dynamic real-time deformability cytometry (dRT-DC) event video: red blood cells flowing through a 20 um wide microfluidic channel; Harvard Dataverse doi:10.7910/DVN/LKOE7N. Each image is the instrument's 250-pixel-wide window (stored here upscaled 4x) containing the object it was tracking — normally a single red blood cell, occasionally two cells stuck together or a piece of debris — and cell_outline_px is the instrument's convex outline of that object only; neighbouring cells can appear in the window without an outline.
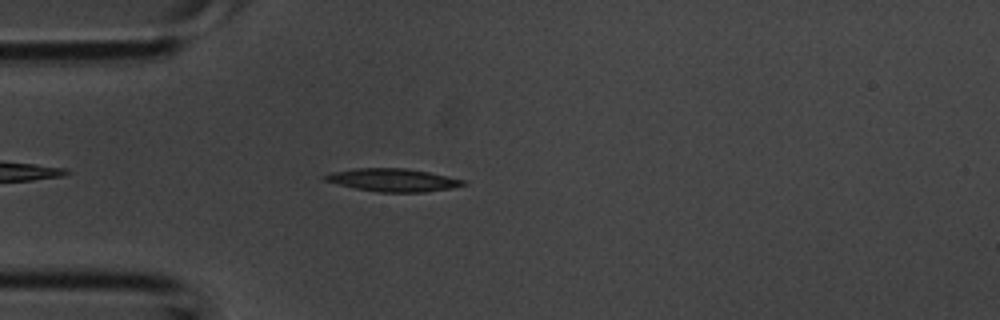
{"species": "common noctule bat (a hibernating species)", "species_latin": "Nyctalus noctula", "temperature_condition": "room temperature", "stored_images_in_passage": 30, "camera_frame_rate_fps": 3000, "um_per_image_px": 0.085, "animal": {"sex": "male", "body_mass_g": 20.1, "forearm_length_mm": 53.5}, "frame": {"image": 1, "passage_image": 4, "time_ms": 1.0, "image_size_px": [1000, 320], "cell_outline_px": [[468, 184], [452, 188], [424, 192], [380, 192], [356, 188], [324, 180], [320, 176], [328, 172], [356, 168], [404, 168], [428, 172], [468, 180]], "centroid_in_image_um": [33.42, 15.29], "position_along_channel_um": 51.6, "area_um2": 18.55}}
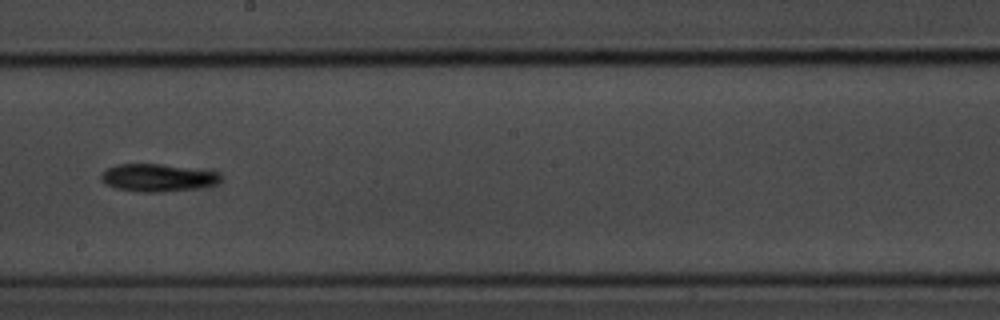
{"frame": {"image": 2, "passage_image": 15, "time_ms": 4.667, "image_size_px": [1000, 320], "cell_outline_px": [[220, 180], [216, 184], [196, 188], [160, 192], [136, 192], [116, 188], [104, 184], [100, 180], [100, 176], [108, 168], [116, 164], [160, 164], [220, 172]], "centroid_in_image_um": [13.36, 15.11], "position_along_channel_um": 234.8, "area_um2": 19.19}}
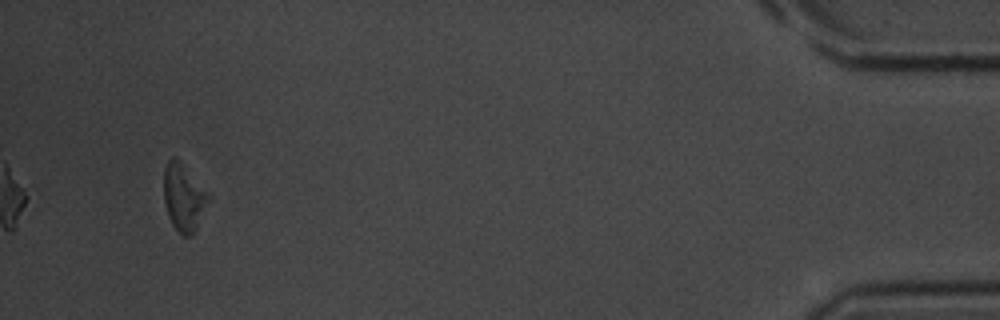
{"frame": {"image": 3, "passage_image": 30, "time_ms": 9.667, "image_size_px": [1000, 320], "cell_outline_px": [[208, 196], [196, 232], [192, 236], [184, 236], [172, 224], [168, 216], [164, 200], [164, 168], [168, 160], [172, 156], [176, 156], [180, 160]], "centroid_in_image_um": [15.55, 16.78], "position_along_channel_um": 419.7, "area_um2": 16.88}}